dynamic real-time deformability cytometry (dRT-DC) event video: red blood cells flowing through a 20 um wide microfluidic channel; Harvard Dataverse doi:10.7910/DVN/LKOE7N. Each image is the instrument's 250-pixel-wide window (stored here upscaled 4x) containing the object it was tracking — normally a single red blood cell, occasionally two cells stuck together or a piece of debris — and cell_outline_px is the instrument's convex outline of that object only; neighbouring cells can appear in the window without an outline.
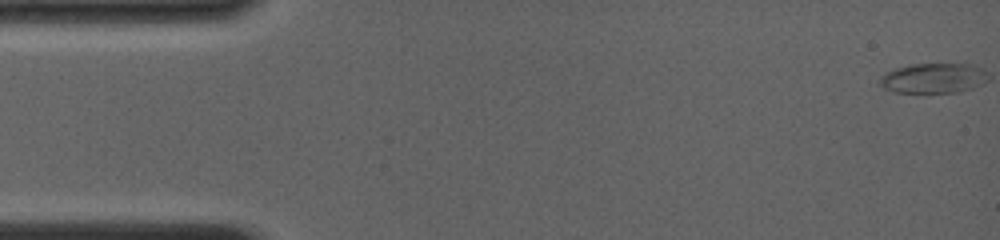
{"species": "common noctule bat (a hibernating species)", "species_latin": "Nyctalus noctula", "temperature_condition": "room temperature", "stored_images_in_passage": 39, "camera_frame_rate_fps": 4000, "um_per_image_px": 0.085, "animal": {"sex": "female", "body_mass_g": 19.0, "forearm_length_mm": 56.7}, "frame": {"image": 1, "passage_image": 1, "time_ms": 0.0, "image_size_px": [1000, 240], "cell_outline_px": [[976, 84], [968, 88], [952, 92], [892, 92], [884, 88], [880, 84], [880, 80], [888, 72], [896, 68], [916, 64], [960, 64], [964, 68]], "centroid_in_image_um": [78.84, 6.69], "position_along_channel_um": 6.2, "area_um2": 16.13}}
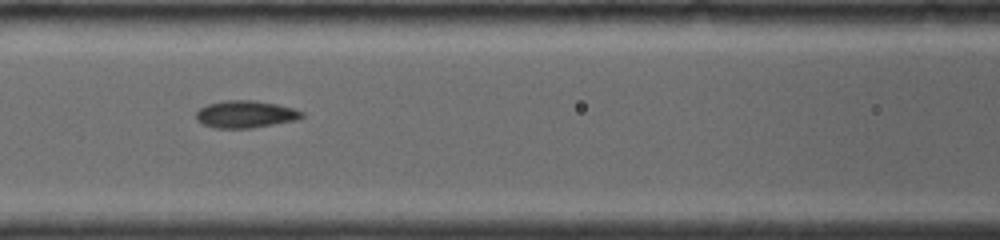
{"frame": {"image": 2, "passage_image": 18, "time_ms": 6.75, "image_size_px": [1000, 240], "cell_outline_px": [[304, 116], [296, 120], [252, 128], [216, 128], [204, 124], [196, 120], [196, 112], [200, 108], [208, 104], [224, 100], [256, 100], [276, 104], [292, 108], [304, 112]], "centroid_in_image_um": [20.86, 9.7], "position_along_channel_um": 145.7, "area_um2": 16.76}}
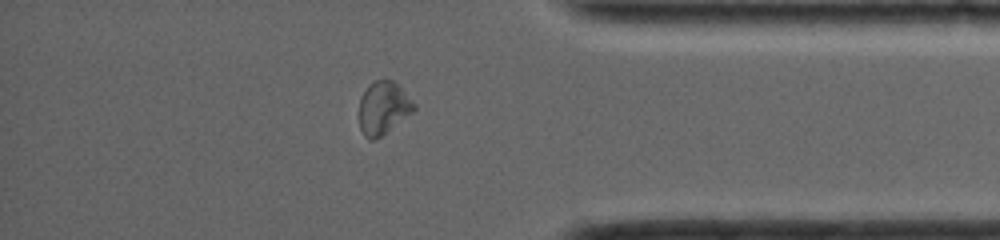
{"frame": {"image": 3, "passage_image": 34, "time_ms": 13.25, "image_size_px": [1000, 240], "cell_outline_px": [[416, 108], [412, 112], [380, 136], [372, 140], [368, 140], [364, 136], [360, 128], [360, 96], [368, 84], [376, 80], [392, 80], [416, 104]], "centroid_in_image_um": [32.55, 9.16], "position_along_channel_um": 402.6, "area_um2": 16.53}, "authors_computed_cell_mechanics": {"area_um2": 16.5886, "velocity_mm_per_s": 4.0626, "shape_relaxation_time_tau1_ms": null, "shape_relaxation_time_tau2_ms": 3.3026, "deformation_change_tau1": null, "deformation_change_tau2": 0.071}}